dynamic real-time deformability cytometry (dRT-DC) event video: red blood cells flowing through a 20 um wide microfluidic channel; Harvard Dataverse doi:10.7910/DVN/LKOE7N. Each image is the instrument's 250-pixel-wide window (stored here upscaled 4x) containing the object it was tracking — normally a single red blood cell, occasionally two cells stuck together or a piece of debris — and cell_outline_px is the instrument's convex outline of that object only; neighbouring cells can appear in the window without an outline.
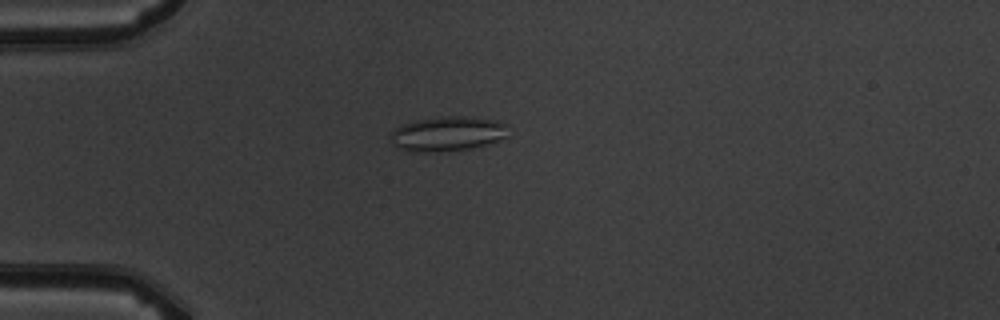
{"species": "common noctule bat (a hibernating species)", "species_latin": "Nyctalus noctula", "temperature_condition": "warm", "stored_images_in_passage": 8, "camera_frame_rate_fps": 3000, "um_per_image_px": 0.085, "animal": {"sex": "male", "body_mass_g": 19.5, "forearm_length_mm": 54.6}, "frame": {"image": 1, "passage_image": 4, "time_ms": 4.333, "image_size_px": [1000, 320], "cell_outline_px": [[508, 136], [488, 144], [468, 148], [440, 152], [416, 152], [400, 148], [392, 144], [388, 136], [392, 128], [404, 124], [420, 120], [460, 116], [464, 116], [496, 120], [508, 124]], "centroid_in_image_um": [38.03, 11.38], "position_along_channel_um": 47.0, "area_um2": 23.7}}
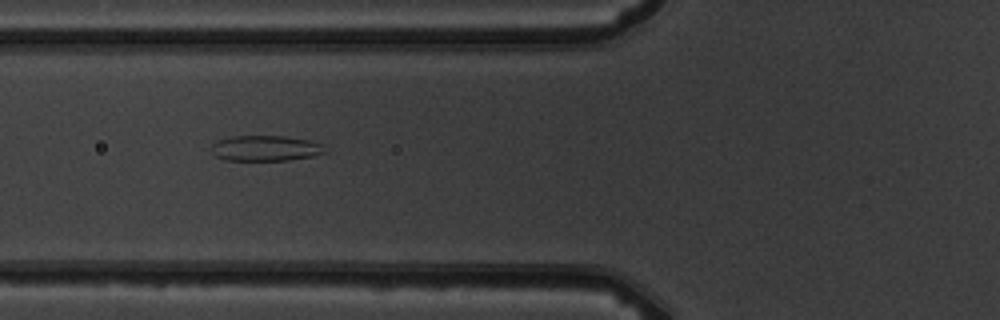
{"frame": {"image": 2, "passage_image": 6, "time_ms": 6.333, "image_size_px": [1000, 320], "cell_outline_px": [[324, 152], [312, 156], [288, 160], [224, 160], [216, 156], [212, 152], [212, 144], [216, 140], [232, 136], [284, 136], [312, 140], [320, 144]], "centroid_in_image_um": [22.51, 12.59], "position_along_channel_um": 103.3, "area_um2": 16.76}}
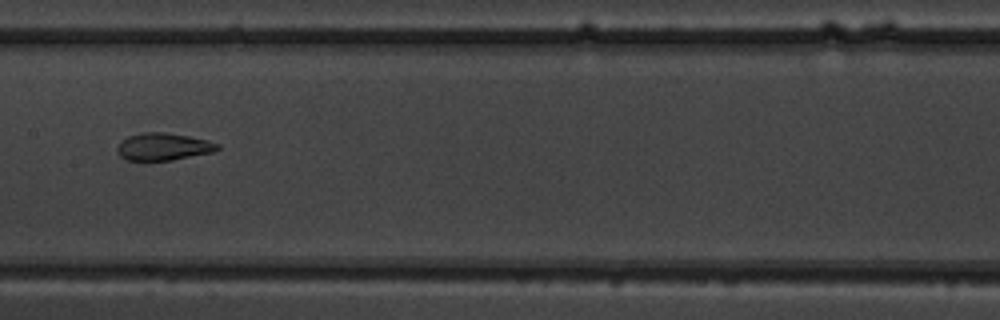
{"frame": {"image": 3, "passage_image": 8, "time_ms": 8.667, "image_size_px": [1000, 320], "cell_outline_px": [[220, 148], [212, 152], [172, 160], [124, 160], [120, 156], [116, 148], [120, 140], [128, 136], [144, 132], [164, 132], [188, 136], [208, 140], [220, 144]], "centroid_in_image_um": [13.86, 12.46], "position_along_channel_um": 193.5, "area_um2": 16.01}}